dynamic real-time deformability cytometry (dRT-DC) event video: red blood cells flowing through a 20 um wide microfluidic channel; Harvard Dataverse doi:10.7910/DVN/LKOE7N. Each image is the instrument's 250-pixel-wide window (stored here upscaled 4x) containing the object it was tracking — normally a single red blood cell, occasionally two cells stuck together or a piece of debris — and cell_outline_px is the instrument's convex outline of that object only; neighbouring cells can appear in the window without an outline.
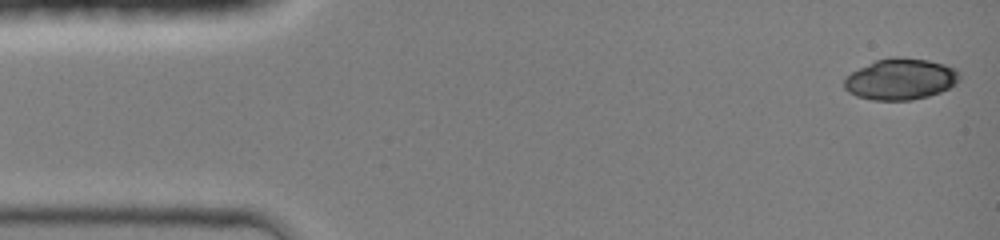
{"species": "common noctule bat (a hibernating species)", "species_latin": "Nyctalus noctula", "temperature_condition": "room temperature", "stored_images_in_passage": 10, "camera_frame_rate_fps": 3000, "um_per_image_px": 0.085, "animal": {"sex": "female", "body_mass_g": 19.0, "forearm_length_mm": 51.5}, "frame": {"image": 1, "passage_image": 1, "time_ms": 0.0, "image_size_px": [1000, 240], "cell_outline_px": [[960, 80], [956, 84], [940, 92], [928, 96], [912, 100], [872, 100], [856, 96], [848, 92], [844, 88], [844, 76], [876, 60], [888, 56], [900, 56], [928, 60], [944, 64], [956, 68], [960, 72]], "centroid_in_image_um": [76.55, 6.72], "position_along_channel_um": 8.4, "area_um2": 28.03}}